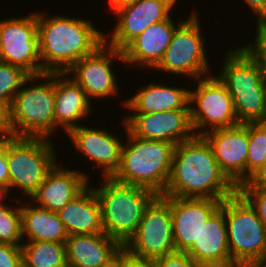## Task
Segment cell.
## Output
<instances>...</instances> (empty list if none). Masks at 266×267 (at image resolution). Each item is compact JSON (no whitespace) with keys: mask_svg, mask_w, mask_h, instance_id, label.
<instances>
[{"mask_svg":"<svg viewBox=\"0 0 266 267\" xmlns=\"http://www.w3.org/2000/svg\"><path fill=\"white\" fill-rule=\"evenodd\" d=\"M237 191L204 136L195 135L175 146L170 177L162 196L224 200Z\"/></svg>","mask_w":266,"mask_h":267,"instance_id":"obj_1","label":"cell"},{"mask_svg":"<svg viewBox=\"0 0 266 267\" xmlns=\"http://www.w3.org/2000/svg\"><path fill=\"white\" fill-rule=\"evenodd\" d=\"M37 13L39 55L42 73H66L78 60L105 43V33L91 21Z\"/></svg>","mask_w":266,"mask_h":267,"instance_id":"obj_2","label":"cell"},{"mask_svg":"<svg viewBox=\"0 0 266 267\" xmlns=\"http://www.w3.org/2000/svg\"><path fill=\"white\" fill-rule=\"evenodd\" d=\"M123 125L128 142L123 144L120 168L113 178L163 195L171 173L175 145L163 140L138 138L127 129L125 121Z\"/></svg>","mask_w":266,"mask_h":267,"instance_id":"obj_3","label":"cell"},{"mask_svg":"<svg viewBox=\"0 0 266 267\" xmlns=\"http://www.w3.org/2000/svg\"><path fill=\"white\" fill-rule=\"evenodd\" d=\"M93 189L100 205L104 233L124 246L137 231L144 210L157 195L113 177H104L101 188Z\"/></svg>","mask_w":266,"mask_h":267,"instance_id":"obj_4","label":"cell"},{"mask_svg":"<svg viewBox=\"0 0 266 267\" xmlns=\"http://www.w3.org/2000/svg\"><path fill=\"white\" fill-rule=\"evenodd\" d=\"M37 79H47V82L24 88L28 82ZM54 100L55 73L29 75L8 109L11 135L39 139L50 137L55 130Z\"/></svg>","mask_w":266,"mask_h":267,"instance_id":"obj_5","label":"cell"},{"mask_svg":"<svg viewBox=\"0 0 266 267\" xmlns=\"http://www.w3.org/2000/svg\"><path fill=\"white\" fill-rule=\"evenodd\" d=\"M225 55L218 77L233 100L239 123L266 122V92L257 64L241 47Z\"/></svg>","mask_w":266,"mask_h":267,"instance_id":"obj_6","label":"cell"},{"mask_svg":"<svg viewBox=\"0 0 266 267\" xmlns=\"http://www.w3.org/2000/svg\"><path fill=\"white\" fill-rule=\"evenodd\" d=\"M224 216L232 267H244L266 255V228L239 191L224 199Z\"/></svg>","mask_w":266,"mask_h":267,"instance_id":"obj_7","label":"cell"},{"mask_svg":"<svg viewBox=\"0 0 266 267\" xmlns=\"http://www.w3.org/2000/svg\"><path fill=\"white\" fill-rule=\"evenodd\" d=\"M52 143L50 138L6 137L9 190L16 187L31 197L57 163Z\"/></svg>","mask_w":266,"mask_h":267,"instance_id":"obj_8","label":"cell"},{"mask_svg":"<svg viewBox=\"0 0 266 267\" xmlns=\"http://www.w3.org/2000/svg\"><path fill=\"white\" fill-rule=\"evenodd\" d=\"M198 80L197 89H189V104H194L190 106L194 134L203 136L216 129L239 125L233 100L219 77L210 75Z\"/></svg>","mask_w":266,"mask_h":267,"instance_id":"obj_9","label":"cell"},{"mask_svg":"<svg viewBox=\"0 0 266 267\" xmlns=\"http://www.w3.org/2000/svg\"><path fill=\"white\" fill-rule=\"evenodd\" d=\"M198 19L197 12H193L176 28L161 61L154 69L184 74V77L194 80L208 76L209 64Z\"/></svg>","mask_w":266,"mask_h":267,"instance_id":"obj_10","label":"cell"},{"mask_svg":"<svg viewBox=\"0 0 266 267\" xmlns=\"http://www.w3.org/2000/svg\"><path fill=\"white\" fill-rule=\"evenodd\" d=\"M123 247L136 256L152 260L176 251L170 196L157 195L150 202L137 231Z\"/></svg>","mask_w":266,"mask_h":267,"instance_id":"obj_11","label":"cell"},{"mask_svg":"<svg viewBox=\"0 0 266 267\" xmlns=\"http://www.w3.org/2000/svg\"><path fill=\"white\" fill-rule=\"evenodd\" d=\"M0 61L41 74L37 13L0 20Z\"/></svg>","mask_w":266,"mask_h":267,"instance_id":"obj_12","label":"cell"},{"mask_svg":"<svg viewBox=\"0 0 266 267\" xmlns=\"http://www.w3.org/2000/svg\"><path fill=\"white\" fill-rule=\"evenodd\" d=\"M113 58L124 63L122 51L104 43L91 55L78 60L66 74L73 76L89 100L112 97L118 93L116 76L111 68Z\"/></svg>","mask_w":266,"mask_h":267,"instance_id":"obj_13","label":"cell"},{"mask_svg":"<svg viewBox=\"0 0 266 267\" xmlns=\"http://www.w3.org/2000/svg\"><path fill=\"white\" fill-rule=\"evenodd\" d=\"M127 129L136 137L163 140L175 146L195 136L190 109L155 113H133L123 120Z\"/></svg>","mask_w":266,"mask_h":267,"instance_id":"obj_14","label":"cell"},{"mask_svg":"<svg viewBox=\"0 0 266 267\" xmlns=\"http://www.w3.org/2000/svg\"><path fill=\"white\" fill-rule=\"evenodd\" d=\"M176 1L178 0H137L121 8L115 12L118 17L117 26L111 35L110 32L105 34V43L122 51L149 26L168 19Z\"/></svg>","mask_w":266,"mask_h":267,"instance_id":"obj_15","label":"cell"},{"mask_svg":"<svg viewBox=\"0 0 266 267\" xmlns=\"http://www.w3.org/2000/svg\"><path fill=\"white\" fill-rule=\"evenodd\" d=\"M222 201L170 196L173 242L176 251L186 252L197 242L202 226L220 208Z\"/></svg>","mask_w":266,"mask_h":267,"instance_id":"obj_16","label":"cell"},{"mask_svg":"<svg viewBox=\"0 0 266 267\" xmlns=\"http://www.w3.org/2000/svg\"><path fill=\"white\" fill-rule=\"evenodd\" d=\"M203 136L210 143L221 170L239 187L246 181L249 123L216 129Z\"/></svg>","mask_w":266,"mask_h":267,"instance_id":"obj_17","label":"cell"},{"mask_svg":"<svg viewBox=\"0 0 266 267\" xmlns=\"http://www.w3.org/2000/svg\"><path fill=\"white\" fill-rule=\"evenodd\" d=\"M67 135L75 148L90 161L101 167L103 177H113L121 164L123 140L105 129L78 125Z\"/></svg>","mask_w":266,"mask_h":267,"instance_id":"obj_18","label":"cell"},{"mask_svg":"<svg viewBox=\"0 0 266 267\" xmlns=\"http://www.w3.org/2000/svg\"><path fill=\"white\" fill-rule=\"evenodd\" d=\"M88 177L83 171L64 169L56 163L29 199L36 206L57 213L88 186Z\"/></svg>","mask_w":266,"mask_h":267,"instance_id":"obj_19","label":"cell"},{"mask_svg":"<svg viewBox=\"0 0 266 267\" xmlns=\"http://www.w3.org/2000/svg\"><path fill=\"white\" fill-rule=\"evenodd\" d=\"M186 253L201 267H232L224 216V200L220 208L202 226L197 242Z\"/></svg>","mask_w":266,"mask_h":267,"instance_id":"obj_20","label":"cell"},{"mask_svg":"<svg viewBox=\"0 0 266 267\" xmlns=\"http://www.w3.org/2000/svg\"><path fill=\"white\" fill-rule=\"evenodd\" d=\"M65 245L68 267H111L123 247L105 233L69 235Z\"/></svg>","mask_w":266,"mask_h":267,"instance_id":"obj_21","label":"cell"},{"mask_svg":"<svg viewBox=\"0 0 266 267\" xmlns=\"http://www.w3.org/2000/svg\"><path fill=\"white\" fill-rule=\"evenodd\" d=\"M183 21L175 25L170 16L149 26L122 50L124 63L154 69L161 61L176 28Z\"/></svg>","mask_w":266,"mask_h":267,"instance_id":"obj_22","label":"cell"},{"mask_svg":"<svg viewBox=\"0 0 266 267\" xmlns=\"http://www.w3.org/2000/svg\"><path fill=\"white\" fill-rule=\"evenodd\" d=\"M66 73H55L54 119L55 128L62 127L66 133L77 127V121L88 117L91 102L84 90Z\"/></svg>","mask_w":266,"mask_h":267,"instance_id":"obj_23","label":"cell"},{"mask_svg":"<svg viewBox=\"0 0 266 267\" xmlns=\"http://www.w3.org/2000/svg\"><path fill=\"white\" fill-rule=\"evenodd\" d=\"M57 213L68 235L104 233L100 205L89 185Z\"/></svg>","mask_w":266,"mask_h":267,"instance_id":"obj_24","label":"cell"},{"mask_svg":"<svg viewBox=\"0 0 266 267\" xmlns=\"http://www.w3.org/2000/svg\"><path fill=\"white\" fill-rule=\"evenodd\" d=\"M150 83L143 86L133 97L124 100L123 105L133 113H155L178 109H190L189 90Z\"/></svg>","mask_w":266,"mask_h":267,"instance_id":"obj_25","label":"cell"},{"mask_svg":"<svg viewBox=\"0 0 266 267\" xmlns=\"http://www.w3.org/2000/svg\"><path fill=\"white\" fill-rule=\"evenodd\" d=\"M34 206L29 203L21 206L22 238L27 236L28 241L65 243L69 235L58 213Z\"/></svg>","mask_w":266,"mask_h":267,"instance_id":"obj_26","label":"cell"},{"mask_svg":"<svg viewBox=\"0 0 266 267\" xmlns=\"http://www.w3.org/2000/svg\"><path fill=\"white\" fill-rule=\"evenodd\" d=\"M21 250L23 267H68L65 243L28 241Z\"/></svg>","mask_w":266,"mask_h":267,"instance_id":"obj_27","label":"cell"},{"mask_svg":"<svg viewBox=\"0 0 266 267\" xmlns=\"http://www.w3.org/2000/svg\"><path fill=\"white\" fill-rule=\"evenodd\" d=\"M266 160V122L249 123L246 180Z\"/></svg>","mask_w":266,"mask_h":267,"instance_id":"obj_28","label":"cell"},{"mask_svg":"<svg viewBox=\"0 0 266 267\" xmlns=\"http://www.w3.org/2000/svg\"><path fill=\"white\" fill-rule=\"evenodd\" d=\"M28 76L22 68L0 61V103L7 109Z\"/></svg>","mask_w":266,"mask_h":267,"instance_id":"obj_29","label":"cell"},{"mask_svg":"<svg viewBox=\"0 0 266 267\" xmlns=\"http://www.w3.org/2000/svg\"><path fill=\"white\" fill-rule=\"evenodd\" d=\"M22 239L21 205L0 207V243L21 246Z\"/></svg>","mask_w":266,"mask_h":267,"instance_id":"obj_30","label":"cell"},{"mask_svg":"<svg viewBox=\"0 0 266 267\" xmlns=\"http://www.w3.org/2000/svg\"><path fill=\"white\" fill-rule=\"evenodd\" d=\"M254 42L241 48L255 61L260 72V78L266 92V32H256ZM254 45V46H253Z\"/></svg>","mask_w":266,"mask_h":267,"instance_id":"obj_31","label":"cell"},{"mask_svg":"<svg viewBox=\"0 0 266 267\" xmlns=\"http://www.w3.org/2000/svg\"><path fill=\"white\" fill-rule=\"evenodd\" d=\"M155 267H201L186 252L175 251L154 260Z\"/></svg>","mask_w":266,"mask_h":267,"instance_id":"obj_32","label":"cell"},{"mask_svg":"<svg viewBox=\"0 0 266 267\" xmlns=\"http://www.w3.org/2000/svg\"><path fill=\"white\" fill-rule=\"evenodd\" d=\"M257 211L258 217L266 228V191L259 189H238Z\"/></svg>","mask_w":266,"mask_h":267,"instance_id":"obj_33","label":"cell"},{"mask_svg":"<svg viewBox=\"0 0 266 267\" xmlns=\"http://www.w3.org/2000/svg\"><path fill=\"white\" fill-rule=\"evenodd\" d=\"M114 264L117 267H155L154 260L136 256L124 247L117 252Z\"/></svg>","mask_w":266,"mask_h":267,"instance_id":"obj_34","label":"cell"},{"mask_svg":"<svg viewBox=\"0 0 266 267\" xmlns=\"http://www.w3.org/2000/svg\"><path fill=\"white\" fill-rule=\"evenodd\" d=\"M0 267H23L21 246L0 243Z\"/></svg>","mask_w":266,"mask_h":267,"instance_id":"obj_35","label":"cell"},{"mask_svg":"<svg viewBox=\"0 0 266 267\" xmlns=\"http://www.w3.org/2000/svg\"><path fill=\"white\" fill-rule=\"evenodd\" d=\"M238 189H259L266 191V160Z\"/></svg>","mask_w":266,"mask_h":267,"instance_id":"obj_36","label":"cell"},{"mask_svg":"<svg viewBox=\"0 0 266 267\" xmlns=\"http://www.w3.org/2000/svg\"><path fill=\"white\" fill-rule=\"evenodd\" d=\"M257 16V32H266V0H244Z\"/></svg>","mask_w":266,"mask_h":267,"instance_id":"obj_37","label":"cell"},{"mask_svg":"<svg viewBox=\"0 0 266 267\" xmlns=\"http://www.w3.org/2000/svg\"><path fill=\"white\" fill-rule=\"evenodd\" d=\"M0 185L9 189V169L6 159V137L0 138Z\"/></svg>","mask_w":266,"mask_h":267,"instance_id":"obj_38","label":"cell"},{"mask_svg":"<svg viewBox=\"0 0 266 267\" xmlns=\"http://www.w3.org/2000/svg\"><path fill=\"white\" fill-rule=\"evenodd\" d=\"M8 109L0 103V138L10 136Z\"/></svg>","mask_w":266,"mask_h":267,"instance_id":"obj_39","label":"cell"},{"mask_svg":"<svg viewBox=\"0 0 266 267\" xmlns=\"http://www.w3.org/2000/svg\"><path fill=\"white\" fill-rule=\"evenodd\" d=\"M136 1L137 0H109V5H110V8L112 9V12L115 13L121 8L129 6L135 3Z\"/></svg>","mask_w":266,"mask_h":267,"instance_id":"obj_40","label":"cell"},{"mask_svg":"<svg viewBox=\"0 0 266 267\" xmlns=\"http://www.w3.org/2000/svg\"><path fill=\"white\" fill-rule=\"evenodd\" d=\"M244 267H266V255L248 262Z\"/></svg>","mask_w":266,"mask_h":267,"instance_id":"obj_41","label":"cell"},{"mask_svg":"<svg viewBox=\"0 0 266 267\" xmlns=\"http://www.w3.org/2000/svg\"><path fill=\"white\" fill-rule=\"evenodd\" d=\"M9 189L7 187L0 185V207L5 206L6 204L3 203V200L8 196ZM7 195V196H6Z\"/></svg>","mask_w":266,"mask_h":267,"instance_id":"obj_42","label":"cell"}]
</instances>
